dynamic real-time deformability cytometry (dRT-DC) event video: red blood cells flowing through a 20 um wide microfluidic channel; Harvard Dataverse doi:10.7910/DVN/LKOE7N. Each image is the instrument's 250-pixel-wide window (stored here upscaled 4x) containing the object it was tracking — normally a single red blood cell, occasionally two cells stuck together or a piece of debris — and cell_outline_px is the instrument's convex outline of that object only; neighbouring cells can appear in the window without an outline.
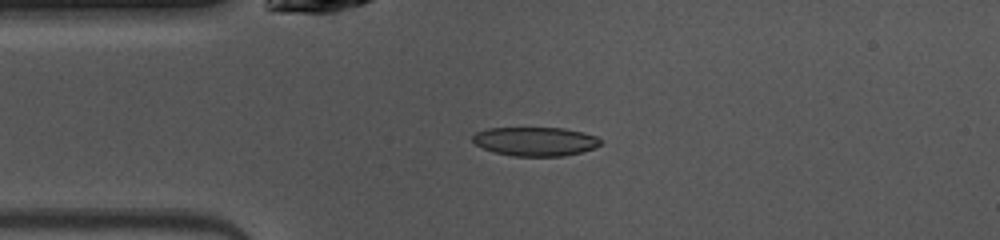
{"species": "common noctule bat (a hibernating species)", "species_latin": "Nyctalus noctula", "temperature_condition": "warm", "stored_images_in_passage": 37, "camera_frame_rate_fps": 3000, "um_per_image_px": 0.085, "animal": {"sex": "female", "body_mass_g": 10.0, "forearm_length_mm": 53.1}, "frame": {"image": 1, "passage_image": 3, "time_ms": 0.667, "image_size_px": [1000, 240], "cell_outline_px": [[600, 144], [592, 148], [580, 152], [564, 156], [512, 156], [496, 152], [484, 148], [476, 144], [472, 140], [472, 136], [476, 132], [488, 128], [564, 128], [584, 132], [596, 136], [600, 140]], "centroid_in_image_um": [45.49, 12.01], "position_along_channel_um": 39.5, "area_um2": 21.39}}
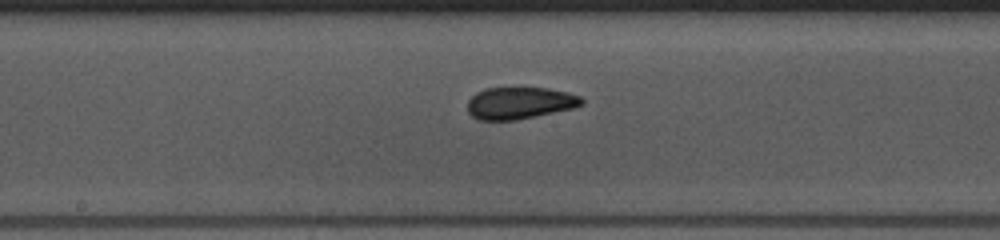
{"frame": {"image": 2, "passage_image": 16, "time_ms": 5.0, "image_size_px": [1000, 240], "cell_outline_px": [[584, 104], [576, 108], [516, 120], [480, 120], [472, 116], [468, 112], [468, 100], [476, 92], [484, 88], [548, 88], [568, 92], [580, 96], [584, 100]], "centroid_in_image_um": [44.21, 8.76], "position_along_channel_um": 204.0, "area_um2": 21.44}}
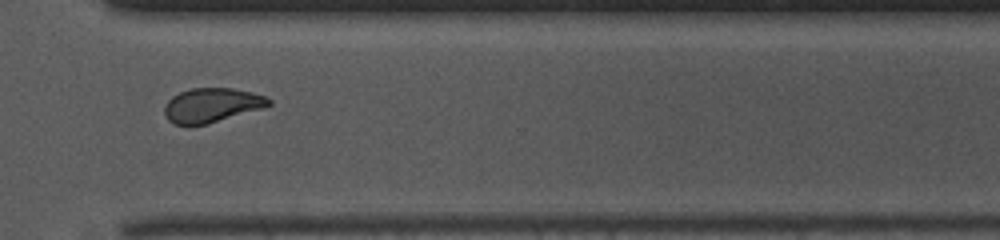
{"frame": {"image": 3, "passage_image": 27, "time_ms": 8.667, "image_size_px": [1000, 240], "cell_outline_px": [[272, 104], [264, 108], [208, 124], [176, 124], [168, 120], [164, 112], [164, 108], [168, 100], [172, 96], [180, 92], [192, 88], [232, 88], [252, 92], [268, 96], [272, 100]], "centroid_in_image_um": [18.05, 8.93], "position_along_channel_um": 352.5, "area_um2": 20.92}, "authors_computed_cell_mechanics": {"area_um2": 21.3282, "velocity_mm_per_s": 4.0606, "shape_relaxation_time_tau1_ms": null, "shape_relaxation_time_tau2_ms": 2.3658, "deformation_change_tau1": null, "deformation_change_tau2": 0.0601}}